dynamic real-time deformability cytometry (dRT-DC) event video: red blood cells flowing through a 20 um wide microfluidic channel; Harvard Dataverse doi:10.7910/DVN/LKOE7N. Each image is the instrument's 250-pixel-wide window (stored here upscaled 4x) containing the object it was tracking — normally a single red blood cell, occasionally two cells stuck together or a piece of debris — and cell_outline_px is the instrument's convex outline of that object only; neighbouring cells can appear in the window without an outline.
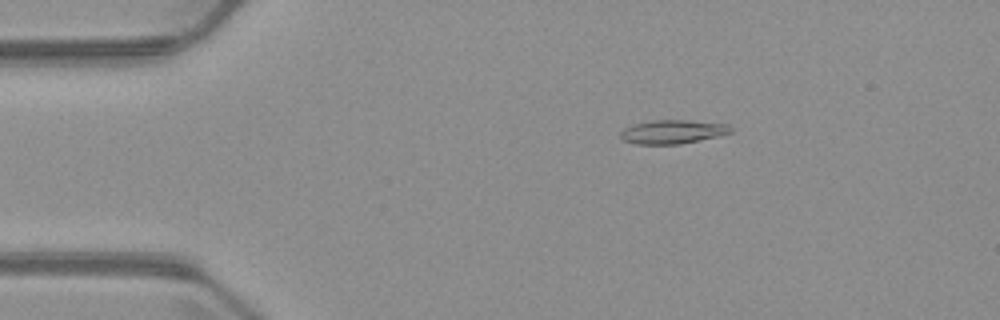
{"species": "common noctule bat (a hibernating species)", "species_latin": "Nyctalus noctula", "temperature_condition": "warm", "stored_images_in_passage": 8, "camera_frame_rate_fps": 3000, "um_per_image_px": 0.085, "animal": {"sex": "male", "body_mass_g": 23.1, "forearm_length_mm": 52.7}, "frame": {"image": 1, "passage_image": 3, "time_ms": 2.333, "image_size_px": [1000, 320], "cell_outline_px": [[732, 132], [720, 136], [680, 144], [636, 144], [624, 140], [620, 136], [620, 132], [624, 128], [636, 124], [652, 120], [688, 120], [728, 124], [732, 128]], "centroid_in_image_um": [57.21, 11.2], "position_along_channel_um": 27.8, "area_um2": 15.26}}
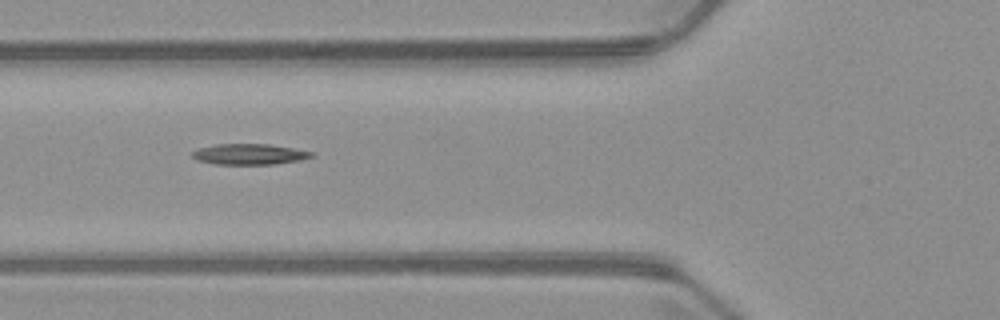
{"frame": {"image": 2, "passage_image": 6, "time_ms": 5.667, "image_size_px": [1000, 320], "cell_outline_px": [[316, 156], [300, 160], [272, 164], [216, 164], [196, 160], [192, 156], [192, 152], [196, 148], [216, 144], [268, 144], [292, 148], [312, 152]], "centroid_in_image_um": [21.16, 13.1], "position_along_channel_um": 104.6, "area_um2": 14.39}}
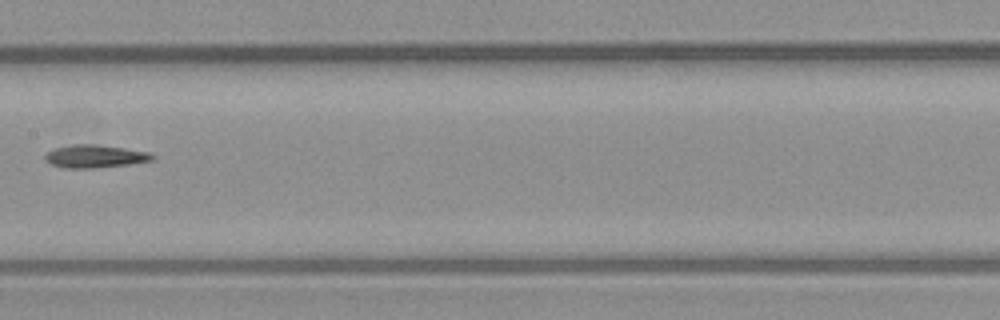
{"frame": {"image": 3, "passage_image": 8, "time_ms": 8.0, "image_size_px": [1000, 320], "cell_outline_px": [[156, 156], [152, 160], [128, 164], [92, 168], [64, 168], [52, 164], [44, 160], [44, 156], [52, 148], [72, 144], [96, 144], [124, 148], [148, 152]], "centroid_in_image_um": [8.02, 13.27], "position_along_channel_um": 199.4, "area_um2": 14.28}}